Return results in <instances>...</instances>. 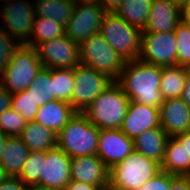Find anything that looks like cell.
I'll list each match as a JSON object with an SVG mask.
<instances>
[{
  "mask_svg": "<svg viewBox=\"0 0 190 190\" xmlns=\"http://www.w3.org/2000/svg\"><path fill=\"white\" fill-rule=\"evenodd\" d=\"M163 67L148 64L140 59L126 61L116 81L130 101L160 108L164 102L160 91Z\"/></svg>",
  "mask_w": 190,
  "mask_h": 190,
  "instance_id": "cell-1",
  "label": "cell"
},
{
  "mask_svg": "<svg viewBox=\"0 0 190 190\" xmlns=\"http://www.w3.org/2000/svg\"><path fill=\"white\" fill-rule=\"evenodd\" d=\"M100 130L83 112H76L57 134V147L70 157L96 155Z\"/></svg>",
  "mask_w": 190,
  "mask_h": 190,
  "instance_id": "cell-2",
  "label": "cell"
},
{
  "mask_svg": "<svg viewBox=\"0 0 190 190\" xmlns=\"http://www.w3.org/2000/svg\"><path fill=\"white\" fill-rule=\"evenodd\" d=\"M130 100L114 81L99 94L83 112L89 121L99 129H120Z\"/></svg>",
  "mask_w": 190,
  "mask_h": 190,
  "instance_id": "cell-3",
  "label": "cell"
},
{
  "mask_svg": "<svg viewBox=\"0 0 190 190\" xmlns=\"http://www.w3.org/2000/svg\"><path fill=\"white\" fill-rule=\"evenodd\" d=\"M109 171L110 186L118 190H137L161 171V165L134 150Z\"/></svg>",
  "mask_w": 190,
  "mask_h": 190,
  "instance_id": "cell-4",
  "label": "cell"
},
{
  "mask_svg": "<svg viewBox=\"0 0 190 190\" xmlns=\"http://www.w3.org/2000/svg\"><path fill=\"white\" fill-rule=\"evenodd\" d=\"M43 68L34 47L20 45L9 64L0 72V84L11 94L26 90Z\"/></svg>",
  "mask_w": 190,
  "mask_h": 190,
  "instance_id": "cell-5",
  "label": "cell"
},
{
  "mask_svg": "<svg viewBox=\"0 0 190 190\" xmlns=\"http://www.w3.org/2000/svg\"><path fill=\"white\" fill-rule=\"evenodd\" d=\"M100 34L125 61L139 59L142 31L127 23L115 12L105 14Z\"/></svg>",
  "mask_w": 190,
  "mask_h": 190,
  "instance_id": "cell-6",
  "label": "cell"
},
{
  "mask_svg": "<svg viewBox=\"0 0 190 190\" xmlns=\"http://www.w3.org/2000/svg\"><path fill=\"white\" fill-rule=\"evenodd\" d=\"M79 58L80 64L89 66L114 81L119 79L126 63L100 33L79 44Z\"/></svg>",
  "mask_w": 190,
  "mask_h": 190,
  "instance_id": "cell-7",
  "label": "cell"
},
{
  "mask_svg": "<svg viewBox=\"0 0 190 190\" xmlns=\"http://www.w3.org/2000/svg\"><path fill=\"white\" fill-rule=\"evenodd\" d=\"M35 17L33 0H11L0 5V27L21 45L31 39Z\"/></svg>",
  "mask_w": 190,
  "mask_h": 190,
  "instance_id": "cell-8",
  "label": "cell"
},
{
  "mask_svg": "<svg viewBox=\"0 0 190 190\" xmlns=\"http://www.w3.org/2000/svg\"><path fill=\"white\" fill-rule=\"evenodd\" d=\"M74 81L72 107L76 112H84L114 82L109 76L83 64L74 67Z\"/></svg>",
  "mask_w": 190,
  "mask_h": 190,
  "instance_id": "cell-9",
  "label": "cell"
},
{
  "mask_svg": "<svg viewBox=\"0 0 190 190\" xmlns=\"http://www.w3.org/2000/svg\"><path fill=\"white\" fill-rule=\"evenodd\" d=\"M139 59L162 67L177 65L175 32H142Z\"/></svg>",
  "mask_w": 190,
  "mask_h": 190,
  "instance_id": "cell-10",
  "label": "cell"
},
{
  "mask_svg": "<svg viewBox=\"0 0 190 190\" xmlns=\"http://www.w3.org/2000/svg\"><path fill=\"white\" fill-rule=\"evenodd\" d=\"M107 12L100 4L77 2L65 26V35L80 44L90 36L100 33V27Z\"/></svg>",
  "mask_w": 190,
  "mask_h": 190,
  "instance_id": "cell-11",
  "label": "cell"
},
{
  "mask_svg": "<svg viewBox=\"0 0 190 190\" xmlns=\"http://www.w3.org/2000/svg\"><path fill=\"white\" fill-rule=\"evenodd\" d=\"M35 49L44 68H74L80 64L79 44L66 35L40 43Z\"/></svg>",
  "mask_w": 190,
  "mask_h": 190,
  "instance_id": "cell-12",
  "label": "cell"
},
{
  "mask_svg": "<svg viewBox=\"0 0 190 190\" xmlns=\"http://www.w3.org/2000/svg\"><path fill=\"white\" fill-rule=\"evenodd\" d=\"M71 172V157L59 147L46 151L42 175L36 187L46 190H64L69 183Z\"/></svg>",
  "mask_w": 190,
  "mask_h": 190,
  "instance_id": "cell-13",
  "label": "cell"
},
{
  "mask_svg": "<svg viewBox=\"0 0 190 190\" xmlns=\"http://www.w3.org/2000/svg\"><path fill=\"white\" fill-rule=\"evenodd\" d=\"M133 139L121 129H101L96 155L110 169L134 151Z\"/></svg>",
  "mask_w": 190,
  "mask_h": 190,
  "instance_id": "cell-14",
  "label": "cell"
},
{
  "mask_svg": "<svg viewBox=\"0 0 190 190\" xmlns=\"http://www.w3.org/2000/svg\"><path fill=\"white\" fill-rule=\"evenodd\" d=\"M161 127L160 108H155L130 101L128 110L121 124V131L131 139L143 132Z\"/></svg>",
  "mask_w": 190,
  "mask_h": 190,
  "instance_id": "cell-15",
  "label": "cell"
},
{
  "mask_svg": "<svg viewBox=\"0 0 190 190\" xmlns=\"http://www.w3.org/2000/svg\"><path fill=\"white\" fill-rule=\"evenodd\" d=\"M109 168L97 155L71 157L70 179L98 186L101 190L109 185Z\"/></svg>",
  "mask_w": 190,
  "mask_h": 190,
  "instance_id": "cell-16",
  "label": "cell"
},
{
  "mask_svg": "<svg viewBox=\"0 0 190 190\" xmlns=\"http://www.w3.org/2000/svg\"><path fill=\"white\" fill-rule=\"evenodd\" d=\"M181 21L179 3L174 0H152L149 19L142 32L174 31Z\"/></svg>",
  "mask_w": 190,
  "mask_h": 190,
  "instance_id": "cell-17",
  "label": "cell"
},
{
  "mask_svg": "<svg viewBox=\"0 0 190 190\" xmlns=\"http://www.w3.org/2000/svg\"><path fill=\"white\" fill-rule=\"evenodd\" d=\"M160 125L169 137L188 132L190 108L180 97L164 100L160 106Z\"/></svg>",
  "mask_w": 190,
  "mask_h": 190,
  "instance_id": "cell-18",
  "label": "cell"
},
{
  "mask_svg": "<svg viewBox=\"0 0 190 190\" xmlns=\"http://www.w3.org/2000/svg\"><path fill=\"white\" fill-rule=\"evenodd\" d=\"M161 170L176 176H189L190 162H187L186 132L167 139Z\"/></svg>",
  "mask_w": 190,
  "mask_h": 190,
  "instance_id": "cell-19",
  "label": "cell"
},
{
  "mask_svg": "<svg viewBox=\"0 0 190 190\" xmlns=\"http://www.w3.org/2000/svg\"><path fill=\"white\" fill-rule=\"evenodd\" d=\"M75 113L70 103L53 100L39 106L34 121L58 134Z\"/></svg>",
  "mask_w": 190,
  "mask_h": 190,
  "instance_id": "cell-20",
  "label": "cell"
},
{
  "mask_svg": "<svg viewBox=\"0 0 190 190\" xmlns=\"http://www.w3.org/2000/svg\"><path fill=\"white\" fill-rule=\"evenodd\" d=\"M168 138V134L161 127L149 129L133 140L134 149L161 165Z\"/></svg>",
  "mask_w": 190,
  "mask_h": 190,
  "instance_id": "cell-21",
  "label": "cell"
},
{
  "mask_svg": "<svg viewBox=\"0 0 190 190\" xmlns=\"http://www.w3.org/2000/svg\"><path fill=\"white\" fill-rule=\"evenodd\" d=\"M18 137L30 151H48L57 146V134L36 121H28Z\"/></svg>",
  "mask_w": 190,
  "mask_h": 190,
  "instance_id": "cell-22",
  "label": "cell"
},
{
  "mask_svg": "<svg viewBox=\"0 0 190 190\" xmlns=\"http://www.w3.org/2000/svg\"><path fill=\"white\" fill-rule=\"evenodd\" d=\"M29 152V148L18 136L7 139L0 162L7 177H19Z\"/></svg>",
  "mask_w": 190,
  "mask_h": 190,
  "instance_id": "cell-23",
  "label": "cell"
},
{
  "mask_svg": "<svg viewBox=\"0 0 190 190\" xmlns=\"http://www.w3.org/2000/svg\"><path fill=\"white\" fill-rule=\"evenodd\" d=\"M36 17L49 18L66 26L72 17L76 0H33Z\"/></svg>",
  "mask_w": 190,
  "mask_h": 190,
  "instance_id": "cell-24",
  "label": "cell"
},
{
  "mask_svg": "<svg viewBox=\"0 0 190 190\" xmlns=\"http://www.w3.org/2000/svg\"><path fill=\"white\" fill-rule=\"evenodd\" d=\"M152 0H123L115 13L130 25L144 31L146 28Z\"/></svg>",
  "mask_w": 190,
  "mask_h": 190,
  "instance_id": "cell-25",
  "label": "cell"
},
{
  "mask_svg": "<svg viewBox=\"0 0 190 190\" xmlns=\"http://www.w3.org/2000/svg\"><path fill=\"white\" fill-rule=\"evenodd\" d=\"M189 70L190 68L180 65L163 67L160 91L164 100L181 97Z\"/></svg>",
  "mask_w": 190,
  "mask_h": 190,
  "instance_id": "cell-26",
  "label": "cell"
},
{
  "mask_svg": "<svg viewBox=\"0 0 190 190\" xmlns=\"http://www.w3.org/2000/svg\"><path fill=\"white\" fill-rule=\"evenodd\" d=\"M65 35V26L49 18L35 17L31 39L25 44L36 47L38 44Z\"/></svg>",
  "mask_w": 190,
  "mask_h": 190,
  "instance_id": "cell-27",
  "label": "cell"
},
{
  "mask_svg": "<svg viewBox=\"0 0 190 190\" xmlns=\"http://www.w3.org/2000/svg\"><path fill=\"white\" fill-rule=\"evenodd\" d=\"M26 90L39 106L56 100L53 82L51 81V69L43 67Z\"/></svg>",
  "mask_w": 190,
  "mask_h": 190,
  "instance_id": "cell-28",
  "label": "cell"
},
{
  "mask_svg": "<svg viewBox=\"0 0 190 190\" xmlns=\"http://www.w3.org/2000/svg\"><path fill=\"white\" fill-rule=\"evenodd\" d=\"M51 81L55 99L72 105V92L75 86L74 68L51 69Z\"/></svg>",
  "mask_w": 190,
  "mask_h": 190,
  "instance_id": "cell-29",
  "label": "cell"
},
{
  "mask_svg": "<svg viewBox=\"0 0 190 190\" xmlns=\"http://www.w3.org/2000/svg\"><path fill=\"white\" fill-rule=\"evenodd\" d=\"M45 158L46 151H30L18 178L29 186H35L41 179Z\"/></svg>",
  "mask_w": 190,
  "mask_h": 190,
  "instance_id": "cell-30",
  "label": "cell"
},
{
  "mask_svg": "<svg viewBox=\"0 0 190 190\" xmlns=\"http://www.w3.org/2000/svg\"><path fill=\"white\" fill-rule=\"evenodd\" d=\"M174 32L177 40V65L190 68V23L182 20Z\"/></svg>",
  "mask_w": 190,
  "mask_h": 190,
  "instance_id": "cell-31",
  "label": "cell"
},
{
  "mask_svg": "<svg viewBox=\"0 0 190 190\" xmlns=\"http://www.w3.org/2000/svg\"><path fill=\"white\" fill-rule=\"evenodd\" d=\"M11 108L16 110L27 122L34 121L39 105L34 101L27 90L12 94Z\"/></svg>",
  "mask_w": 190,
  "mask_h": 190,
  "instance_id": "cell-32",
  "label": "cell"
},
{
  "mask_svg": "<svg viewBox=\"0 0 190 190\" xmlns=\"http://www.w3.org/2000/svg\"><path fill=\"white\" fill-rule=\"evenodd\" d=\"M26 124L27 121L12 108L0 116V131L10 137L19 136Z\"/></svg>",
  "mask_w": 190,
  "mask_h": 190,
  "instance_id": "cell-33",
  "label": "cell"
},
{
  "mask_svg": "<svg viewBox=\"0 0 190 190\" xmlns=\"http://www.w3.org/2000/svg\"><path fill=\"white\" fill-rule=\"evenodd\" d=\"M21 44L11 38L0 27V72L9 64L12 60V56Z\"/></svg>",
  "mask_w": 190,
  "mask_h": 190,
  "instance_id": "cell-34",
  "label": "cell"
},
{
  "mask_svg": "<svg viewBox=\"0 0 190 190\" xmlns=\"http://www.w3.org/2000/svg\"><path fill=\"white\" fill-rule=\"evenodd\" d=\"M175 176L161 170L137 190H170L172 179Z\"/></svg>",
  "mask_w": 190,
  "mask_h": 190,
  "instance_id": "cell-35",
  "label": "cell"
},
{
  "mask_svg": "<svg viewBox=\"0 0 190 190\" xmlns=\"http://www.w3.org/2000/svg\"><path fill=\"white\" fill-rule=\"evenodd\" d=\"M29 185L25 184L18 177H7L0 182V190H28Z\"/></svg>",
  "mask_w": 190,
  "mask_h": 190,
  "instance_id": "cell-36",
  "label": "cell"
},
{
  "mask_svg": "<svg viewBox=\"0 0 190 190\" xmlns=\"http://www.w3.org/2000/svg\"><path fill=\"white\" fill-rule=\"evenodd\" d=\"M170 190H190V177L175 176L172 179Z\"/></svg>",
  "mask_w": 190,
  "mask_h": 190,
  "instance_id": "cell-37",
  "label": "cell"
},
{
  "mask_svg": "<svg viewBox=\"0 0 190 190\" xmlns=\"http://www.w3.org/2000/svg\"><path fill=\"white\" fill-rule=\"evenodd\" d=\"M12 94L0 84V116L11 108Z\"/></svg>",
  "mask_w": 190,
  "mask_h": 190,
  "instance_id": "cell-38",
  "label": "cell"
},
{
  "mask_svg": "<svg viewBox=\"0 0 190 190\" xmlns=\"http://www.w3.org/2000/svg\"><path fill=\"white\" fill-rule=\"evenodd\" d=\"M64 190H101L98 186L70 180Z\"/></svg>",
  "mask_w": 190,
  "mask_h": 190,
  "instance_id": "cell-39",
  "label": "cell"
},
{
  "mask_svg": "<svg viewBox=\"0 0 190 190\" xmlns=\"http://www.w3.org/2000/svg\"><path fill=\"white\" fill-rule=\"evenodd\" d=\"M180 98L190 108V70L187 72L184 89Z\"/></svg>",
  "mask_w": 190,
  "mask_h": 190,
  "instance_id": "cell-40",
  "label": "cell"
},
{
  "mask_svg": "<svg viewBox=\"0 0 190 190\" xmlns=\"http://www.w3.org/2000/svg\"><path fill=\"white\" fill-rule=\"evenodd\" d=\"M123 0H100V5L106 12H115Z\"/></svg>",
  "mask_w": 190,
  "mask_h": 190,
  "instance_id": "cell-41",
  "label": "cell"
},
{
  "mask_svg": "<svg viewBox=\"0 0 190 190\" xmlns=\"http://www.w3.org/2000/svg\"><path fill=\"white\" fill-rule=\"evenodd\" d=\"M181 19L190 23V0H184L180 4Z\"/></svg>",
  "mask_w": 190,
  "mask_h": 190,
  "instance_id": "cell-42",
  "label": "cell"
},
{
  "mask_svg": "<svg viewBox=\"0 0 190 190\" xmlns=\"http://www.w3.org/2000/svg\"><path fill=\"white\" fill-rule=\"evenodd\" d=\"M9 137L10 136H8V135H6V134H4L3 132L0 131V162L2 160V155H3L4 147H5L7 139Z\"/></svg>",
  "mask_w": 190,
  "mask_h": 190,
  "instance_id": "cell-43",
  "label": "cell"
},
{
  "mask_svg": "<svg viewBox=\"0 0 190 190\" xmlns=\"http://www.w3.org/2000/svg\"><path fill=\"white\" fill-rule=\"evenodd\" d=\"M186 152H187V162H190V132H186Z\"/></svg>",
  "mask_w": 190,
  "mask_h": 190,
  "instance_id": "cell-44",
  "label": "cell"
},
{
  "mask_svg": "<svg viewBox=\"0 0 190 190\" xmlns=\"http://www.w3.org/2000/svg\"><path fill=\"white\" fill-rule=\"evenodd\" d=\"M7 178V175L4 172V169L0 165V182H3Z\"/></svg>",
  "mask_w": 190,
  "mask_h": 190,
  "instance_id": "cell-45",
  "label": "cell"
},
{
  "mask_svg": "<svg viewBox=\"0 0 190 190\" xmlns=\"http://www.w3.org/2000/svg\"><path fill=\"white\" fill-rule=\"evenodd\" d=\"M77 2H84V3H97L100 4V0H76Z\"/></svg>",
  "mask_w": 190,
  "mask_h": 190,
  "instance_id": "cell-46",
  "label": "cell"
},
{
  "mask_svg": "<svg viewBox=\"0 0 190 190\" xmlns=\"http://www.w3.org/2000/svg\"><path fill=\"white\" fill-rule=\"evenodd\" d=\"M28 190H46V189L39 188V187H36V186H29Z\"/></svg>",
  "mask_w": 190,
  "mask_h": 190,
  "instance_id": "cell-47",
  "label": "cell"
},
{
  "mask_svg": "<svg viewBox=\"0 0 190 190\" xmlns=\"http://www.w3.org/2000/svg\"><path fill=\"white\" fill-rule=\"evenodd\" d=\"M105 189H106V190H118V189H116V188H113V187L110 186V185H108Z\"/></svg>",
  "mask_w": 190,
  "mask_h": 190,
  "instance_id": "cell-48",
  "label": "cell"
},
{
  "mask_svg": "<svg viewBox=\"0 0 190 190\" xmlns=\"http://www.w3.org/2000/svg\"><path fill=\"white\" fill-rule=\"evenodd\" d=\"M9 1H11V0H0V5L5 3V2H9Z\"/></svg>",
  "mask_w": 190,
  "mask_h": 190,
  "instance_id": "cell-49",
  "label": "cell"
},
{
  "mask_svg": "<svg viewBox=\"0 0 190 190\" xmlns=\"http://www.w3.org/2000/svg\"><path fill=\"white\" fill-rule=\"evenodd\" d=\"M174 1L181 4L184 0H174Z\"/></svg>",
  "mask_w": 190,
  "mask_h": 190,
  "instance_id": "cell-50",
  "label": "cell"
}]
</instances>
